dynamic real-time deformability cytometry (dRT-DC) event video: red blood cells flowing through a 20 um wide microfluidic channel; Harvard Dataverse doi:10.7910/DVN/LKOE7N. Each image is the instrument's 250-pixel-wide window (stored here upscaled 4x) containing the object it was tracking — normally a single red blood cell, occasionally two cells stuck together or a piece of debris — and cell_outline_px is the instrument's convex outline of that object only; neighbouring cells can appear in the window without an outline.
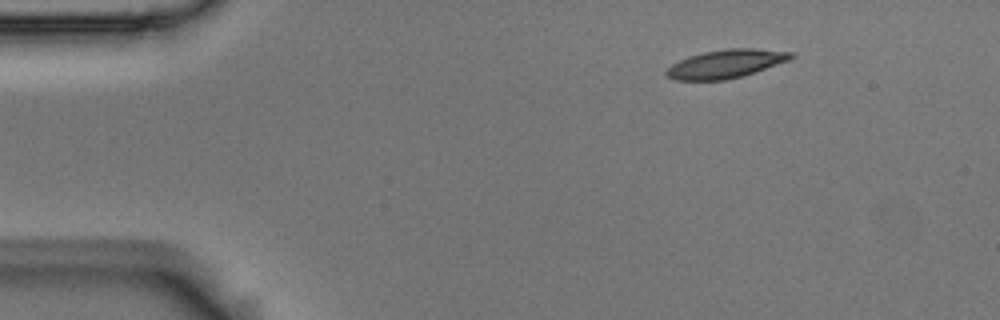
{"species": "Egyptian fruit bat (a non-hibernating species)", "species_latin": "Rousettus aegyptiacus", "temperature_condition": "room temperature", "stored_images_in_passage": 6, "segment_of_instrument_passage": [2, 2], "camera_frame_rate_fps": 3000, "um_per_image_px": 0.085, "animal": {"sex": "male"}, "frame": {"image": 1, "passage_image": 6, "time_ms": 1.667, "image_size_px": [1000, 320], "cell_outline_px": [[796, 56], [788, 60], [756, 72], [744, 76], [724, 80], [676, 80], [664, 76], [664, 72], [672, 64], [688, 56], [704, 52], [728, 48], [752, 48], [792, 52]], "centroid_in_image_um": [61.68, 5.43], "position_along_channel_um": 23.3, "area_um2": 20.69}}